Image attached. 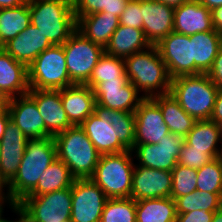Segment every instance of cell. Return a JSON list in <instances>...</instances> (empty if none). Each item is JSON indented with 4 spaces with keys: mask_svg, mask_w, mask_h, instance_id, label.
<instances>
[{
    "mask_svg": "<svg viewBox=\"0 0 222 222\" xmlns=\"http://www.w3.org/2000/svg\"><path fill=\"white\" fill-rule=\"evenodd\" d=\"M57 159L54 137L28 140L19 170L7 185V203L18 214L17 204L36 186L40 176Z\"/></svg>",
    "mask_w": 222,
    "mask_h": 222,
    "instance_id": "6da1fadb",
    "label": "cell"
},
{
    "mask_svg": "<svg viewBox=\"0 0 222 222\" xmlns=\"http://www.w3.org/2000/svg\"><path fill=\"white\" fill-rule=\"evenodd\" d=\"M128 81L144 98L170 93L171 77L156 46L124 58Z\"/></svg>",
    "mask_w": 222,
    "mask_h": 222,
    "instance_id": "7a4b0ae2",
    "label": "cell"
},
{
    "mask_svg": "<svg viewBox=\"0 0 222 222\" xmlns=\"http://www.w3.org/2000/svg\"><path fill=\"white\" fill-rule=\"evenodd\" d=\"M31 24L53 45H63L77 30L73 0H29Z\"/></svg>",
    "mask_w": 222,
    "mask_h": 222,
    "instance_id": "3957f363",
    "label": "cell"
},
{
    "mask_svg": "<svg viewBox=\"0 0 222 222\" xmlns=\"http://www.w3.org/2000/svg\"><path fill=\"white\" fill-rule=\"evenodd\" d=\"M57 158L69 168L75 179L91 178L101 154L80 126H71L54 136Z\"/></svg>",
    "mask_w": 222,
    "mask_h": 222,
    "instance_id": "277c9868",
    "label": "cell"
},
{
    "mask_svg": "<svg viewBox=\"0 0 222 222\" xmlns=\"http://www.w3.org/2000/svg\"><path fill=\"white\" fill-rule=\"evenodd\" d=\"M218 87L207 74L179 76L171 79L170 94L195 120L210 119Z\"/></svg>",
    "mask_w": 222,
    "mask_h": 222,
    "instance_id": "5b68a950",
    "label": "cell"
},
{
    "mask_svg": "<svg viewBox=\"0 0 222 222\" xmlns=\"http://www.w3.org/2000/svg\"><path fill=\"white\" fill-rule=\"evenodd\" d=\"M132 150L100 156L92 179L108 199L130 198L134 160Z\"/></svg>",
    "mask_w": 222,
    "mask_h": 222,
    "instance_id": "8992f818",
    "label": "cell"
},
{
    "mask_svg": "<svg viewBox=\"0 0 222 222\" xmlns=\"http://www.w3.org/2000/svg\"><path fill=\"white\" fill-rule=\"evenodd\" d=\"M71 187L40 196H26L17 204L20 222L70 221L72 209Z\"/></svg>",
    "mask_w": 222,
    "mask_h": 222,
    "instance_id": "52a82bcc",
    "label": "cell"
},
{
    "mask_svg": "<svg viewBox=\"0 0 222 222\" xmlns=\"http://www.w3.org/2000/svg\"><path fill=\"white\" fill-rule=\"evenodd\" d=\"M30 89L61 90L74 83L70 80L63 45H53L40 53L28 66Z\"/></svg>",
    "mask_w": 222,
    "mask_h": 222,
    "instance_id": "ba28073f",
    "label": "cell"
},
{
    "mask_svg": "<svg viewBox=\"0 0 222 222\" xmlns=\"http://www.w3.org/2000/svg\"><path fill=\"white\" fill-rule=\"evenodd\" d=\"M66 66L74 84H85L105 49L76 30L63 44Z\"/></svg>",
    "mask_w": 222,
    "mask_h": 222,
    "instance_id": "9c48e42d",
    "label": "cell"
},
{
    "mask_svg": "<svg viewBox=\"0 0 222 222\" xmlns=\"http://www.w3.org/2000/svg\"><path fill=\"white\" fill-rule=\"evenodd\" d=\"M71 222H100L107 196L90 178L72 184Z\"/></svg>",
    "mask_w": 222,
    "mask_h": 222,
    "instance_id": "30bf717a",
    "label": "cell"
},
{
    "mask_svg": "<svg viewBox=\"0 0 222 222\" xmlns=\"http://www.w3.org/2000/svg\"><path fill=\"white\" fill-rule=\"evenodd\" d=\"M185 137L169 133L157 144H134L132 153L143 167L172 171L178 163Z\"/></svg>",
    "mask_w": 222,
    "mask_h": 222,
    "instance_id": "8fae6325",
    "label": "cell"
},
{
    "mask_svg": "<svg viewBox=\"0 0 222 222\" xmlns=\"http://www.w3.org/2000/svg\"><path fill=\"white\" fill-rule=\"evenodd\" d=\"M155 46L166 64L171 79L192 75L190 36L172 31Z\"/></svg>",
    "mask_w": 222,
    "mask_h": 222,
    "instance_id": "7c38bea8",
    "label": "cell"
},
{
    "mask_svg": "<svg viewBox=\"0 0 222 222\" xmlns=\"http://www.w3.org/2000/svg\"><path fill=\"white\" fill-rule=\"evenodd\" d=\"M96 104L119 111L135 112L144 99L128 80L100 82L93 88Z\"/></svg>",
    "mask_w": 222,
    "mask_h": 222,
    "instance_id": "4fadbf2b",
    "label": "cell"
},
{
    "mask_svg": "<svg viewBox=\"0 0 222 222\" xmlns=\"http://www.w3.org/2000/svg\"><path fill=\"white\" fill-rule=\"evenodd\" d=\"M134 113L135 144H157L170 133L159 105L152 98H144Z\"/></svg>",
    "mask_w": 222,
    "mask_h": 222,
    "instance_id": "5bb4252c",
    "label": "cell"
},
{
    "mask_svg": "<svg viewBox=\"0 0 222 222\" xmlns=\"http://www.w3.org/2000/svg\"><path fill=\"white\" fill-rule=\"evenodd\" d=\"M171 190V171L143 167L135 163L130 198L139 201L170 197Z\"/></svg>",
    "mask_w": 222,
    "mask_h": 222,
    "instance_id": "9a60e30c",
    "label": "cell"
},
{
    "mask_svg": "<svg viewBox=\"0 0 222 222\" xmlns=\"http://www.w3.org/2000/svg\"><path fill=\"white\" fill-rule=\"evenodd\" d=\"M7 109L10 120L28 140L47 138L46 126L35 100L27 93L10 98Z\"/></svg>",
    "mask_w": 222,
    "mask_h": 222,
    "instance_id": "2e32d148",
    "label": "cell"
},
{
    "mask_svg": "<svg viewBox=\"0 0 222 222\" xmlns=\"http://www.w3.org/2000/svg\"><path fill=\"white\" fill-rule=\"evenodd\" d=\"M28 94L35 100L37 108L46 126V135H55L73 126L64 110L61 90L29 89Z\"/></svg>",
    "mask_w": 222,
    "mask_h": 222,
    "instance_id": "e0dca14e",
    "label": "cell"
},
{
    "mask_svg": "<svg viewBox=\"0 0 222 222\" xmlns=\"http://www.w3.org/2000/svg\"><path fill=\"white\" fill-rule=\"evenodd\" d=\"M27 141L24 133L9 120L0 140V176L7 185L19 170Z\"/></svg>",
    "mask_w": 222,
    "mask_h": 222,
    "instance_id": "ac0fdd59",
    "label": "cell"
},
{
    "mask_svg": "<svg viewBox=\"0 0 222 222\" xmlns=\"http://www.w3.org/2000/svg\"><path fill=\"white\" fill-rule=\"evenodd\" d=\"M174 7L154 0H143V31L152 46L173 31Z\"/></svg>",
    "mask_w": 222,
    "mask_h": 222,
    "instance_id": "d6986e66",
    "label": "cell"
},
{
    "mask_svg": "<svg viewBox=\"0 0 222 222\" xmlns=\"http://www.w3.org/2000/svg\"><path fill=\"white\" fill-rule=\"evenodd\" d=\"M211 10L198 0H189L174 9L173 31L187 36L213 31Z\"/></svg>",
    "mask_w": 222,
    "mask_h": 222,
    "instance_id": "ffe728a7",
    "label": "cell"
},
{
    "mask_svg": "<svg viewBox=\"0 0 222 222\" xmlns=\"http://www.w3.org/2000/svg\"><path fill=\"white\" fill-rule=\"evenodd\" d=\"M53 44L35 26L30 24L25 30L15 38L10 39L3 48L15 60L23 63L27 67L45 49Z\"/></svg>",
    "mask_w": 222,
    "mask_h": 222,
    "instance_id": "44dd1931",
    "label": "cell"
},
{
    "mask_svg": "<svg viewBox=\"0 0 222 222\" xmlns=\"http://www.w3.org/2000/svg\"><path fill=\"white\" fill-rule=\"evenodd\" d=\"M61 100L73 126L81 125L94 112L96 104L93 89L86 84H73L61 89Z\"/></svg>",
    "mask_w": 222,
    "mask_h": 222,
    "instance_id": "7402d4cb",
    "label": "cell"
},
{
    "mask_svg": "<svg viewBox=\"0 0 222 222\" xmlns=\"http://www.w3.org/2000/svg\"><path fill=\"white\" fill-rule=\"evenodd\" d=\"M0 89L9 97L29 92L28 67L0 47Z\"/></svg>",
    "mask_w": 222,
    "mask_h": 222,
    "instance_id": "603a6c76",
    "label": "cell"
},
{
    "mask_svg": "<svg viewBox=\"0 0 222 222\" xmlns=\"http://www.w3.org/2000/svg\"><path fill=\"white\" fill-rule=\"evenodd\" d=\"M190 42H192V75L206 74L222 46V35L215 30L200 32L191 35Z\"/></svg>",
    "mask_w": 222,
    "mask_h": 222,
    "instance_id": "cb8c5ba5",
    "label": "cell"
},
{
    "mask_svg": "<svg viewBox=\"0 0 222 222\" xmlns=\"http://www.w3.org/2000/svg\"><path fill=\"white\" fill-rule=\"evenodd\" d=\"M80 126L101 155L128 150L117 138L112 125L97 117L94 112Z\"/></svg>",
    "mask_w": 222,
    "mask_h": 222,
    "instance_id": "d4e9b609",
    "label": "cell"
},
{
    "mask_svg": "<svg viewBox=\"0 0 222 222\" xmlns=\"http://www.w3.org/2000/svg\"><path fill=\"white\" fill-rule=\"evenodd\" d=\"M119 25L120 18L118 16L110 15L107 12H96L82 16L77 21V30L90 41L105 49Z\"/></svg>",
    "mask_w": 222,
    "mask_h": 222,
    "instance_id": "484cf974",
    "label": "cell"
},
{
    "mask_svg": "<svg viewBox=\"0 0 222 222\" xmlns=\"http://www.w3.org/2000/svg\"><path fill=\"white\" fill-rule=\"evenodd\" d=\"M150 46L143 29L119 25L105 47V53L124 59Z\"/></svg>",
    "mask_w": 222,
    "mask_h": 222,
    "instance_id": "4316f807",
    "label": "cell"
},
{
    "mask_svg": "<svg viewBox=\"0 0 222 222\" xmlns=\"http://www.w3.org/2000/svg\"><path fill=\"white\" fill-rule=\"evenodd\" d=\"M152 99L159 105L170 133L185 137L191 131L196 120L182 109L170 93L157 95Z\"/></svg>",
    "mask_w": 222,
    "mask_h": 222,
    "instance_id": "83f0119b",
    "label": "cell"
},
{
    "mask_svg": "<svg viewBox=\"0 0 222 222\" xmlns=\"http://www.w3.org/2000/svg\"><path fill=\"white\" fill-rule=\"evenodd\" d=\"M94 113L102 120L108 121L116 130L117 138L128 149L135 144V113L112 110L95 104Z\"/></svg>",
    "mask_w": 222,
    "mask_h": 222,
    "instance_id": "f1b7e54d",
    "label": "cell"
},
{
    "mask_svg": "<svg viewBox=\"0 0 222 222\" xmlns=\"http://www.w3.org/2000/svg\"><path fill=\"white\" fill-rule=\"evenodd\" d=\"M137 222H176L175 201L171 197L136 201Z\"/></svg>",
    "mask_w": 222,
    "mask_h": 222,
    "instance_id": "f546056e",
    "label": "cell"
},
{
    "mask_svg": "<svg viewBox=\"0 0 222 222\" xmlns=\"http://www.w3.org/2000/svg\"><path fill=\"white\" fill-rule=\"evenodd\" d=\"M74 180L69 168L57 158L43 172L37 186L27 196H40L72 187Z\"/></svg>",
    "mask_w": 222,
    "mask_h": 222,
    "instance_id": "4dcf8cb0",
    "label": "cell"
},
{
    "mask_svg": "<svg viewBox=\"0 0 222 222\" xmlns=\"http://www.w3.org/2000/svg\"><path fill=\"white\" fill-rule=\"evenodd\" d=\"M31 24L29 0L23 5L0 9V47Z\"/></svg>",
    "mask_w": 222,
    "mask_h": 222,
    "instance_id": "1f68e13d",
    "label": "cell"
},
{
    "mask_svg": "<svg viewBox=\"0 0 222 222\" xmlns=\"http://www.w3.org/2000/svg\"><path fill=\"white\" fill-rule=\"evenodd\" d=\"M190 149L204 150L207 154H219L218 142L221 141L218 124L206 120H196L191 131L185 136Z\"/></svg>",
    "mask_w": 222,
    "mask_h": 222,
    "instance_id": "d6a6232c",
    "label": "cell"
},
{
    "mask_svg": "<svg viewBox=\"0 0 222 222\" xmlns=\"http://www.w3.org/2000/svg\"><path fill=\"white\" fill-rule=\"evenodd\" d=\"M111 80H128L124 59L104 52L85 84L93 89L98 83Z\"/></svg>",
    "mask_w": 222,
    "mask_h": 222,
    "instance_id": "836d02e7",
    "label": "cell"
},
{
    "mask_svg": "<svg viewBox=\"0 0 222 222\" xmlns=\"http://www.w3.org/2000/svg\"><path fill=\"white\" fill-rule=\"evenodd\" d=\"M176 213L195 210L217 211L222 208V193H210L195 190L190 194L174 199Z\"/></svg>",
    "mask_w": 222,
    "mask_h": 222,
    "instance_id": "e575fe53",
    "label": "cell"
},
{
    "mask_svg": "<svg viewBox=\"0 0 222 222\" xmlns=\"http://www.w3.org/2000/svg\"><path fill=\"white\" fill-rule=\"evenodd\" d=\"M100 222H137L136 201L132 198L107 199Z\"/></svg>",
    "mask_w": 222,
    "mask_h": 222,
    "instance_id": "d590c367",
    "label": "cell"
},
{
    "mask_svg": "<svg viewBox=\"0 0 222 222\" xmlns=\"http://www.w3.org/2000/svg\"><path fill=\"white\" fill-rule=\"evenodd\" d=\"M196 188L200 192L222 193V163L215 158L197 170Z\"/></svg>",
    "mask_w": 222,
    "mask_h": 222,
    "instance_id": "8d00e7d4",
    "label": "cell"
},
{
    "mask_svg": "<svg viewBox=\"0 0 222 222\" xmlns=\"http://www.w3.org/2000/svg\"><path fill=\"white\" fill-rule=\"evenodd\" d=\"M172 190L170 197L175 199L197 190V170L178 164L171 171Z\"/></svg>",
    "mask_w": 222,
    "mask_h": 222,
    "instance_id": "74e56055",
    "label": "cell"
},
{
    "mask_svg": "<svg viewBox=\"0 0 222 222\" xmlns=\"http://www.w3.org/2000/svg\"><path fill=\"white\" fill-rule=\"evenodd\" d=\"M217 157L218 154H207L204 150L190 149V145L185 141L179 152L178 164L198 170Z\"/></svg>",
    "mask_w": 222,
    "mask_h": 222,
    "instance_id": "f35d334b",
    "label": "cell"
},
{
    "mask_svg": "<svg viewBox=\"0 0 222 222\" xmlns=\"http://www.w3.org/2000/svg\"><path fill=\"white\" fill-rule=\"evenodd\" d=\"M120 18V25L143 29V0H129Z\"/></svg>",
    "mask_w": 222,
    "mask_h": 222,
    "instance_id": "ab89813d",
    "label": "cell"
},
{
    "mask_svg": "<svg viewBox=\"0 0 222 222\" xmlns=\"http://www.w3.org/2000/svg\"><path fill=\"white\" fill-rule=\"evenodd\" d=\"M109 3L110 0H73L76 20L96 12L109 13Z\"/></svg>",
    "mask_w": 222,
    "mask_h": 222,
    "instance_id": "60d3db41",
    "label": "cell"
},
{
    "mask_svg": "<svg viewBox=\"0 0 222 222\" xmlns=\"http://www.w3.org/2000/svg\"><path fill=\"white\" fill-rule=\"evenodd\" d=\"M214 212L195 210L187 213H177L176 222H212Z\"/></svg>",
    "mask_w": 222,
    "mask_h": 222,
    "instance_id": "b9f144b4",
    "label": "cell"
},
{
    "mask_svg": "<svg viewBox=\"0 0 222 222\" xmlns=\"http://www.w3.org/2000/svg\"><path fill=\"white\" fill-rule=\"evenodd\" d=\"M206 74L219 89L222 88V46L214 59L211 69Z\"/></svg>",
    "mask_w": 222,
    "mask_h": 222,
    "instance_id": "7bdbcfd3",
    "label": "cell"
},
{
    "mask_svg": "<svg viewBox=\"0 0 222 222\" xmlns=\"http://www.w3.org/2000/svg\"><path fill=\"white\" fill-rule=\"evenodd\" d=\"M210 120L216 124L222 122V88L218 89Z\"/></svg>",
    "mask_w": 222,
    "mask_h": 222,
    "instance_id": "ee69618b",
    "label": "cell"
},
{
    "mask_svg": "<svg viewBox=\"0 0 222 222\" xmlns=\"http://www.w3.org/2000/svg\"><path fill=\"white\" fill-rule=\"evenodd\" d=\"M128 1L129 0H110L108 14L120 17Z\"/></svg>",
    "mask_w": 222,
    "mask_h": 222,
    "instance_id": "f6af8a7d",
    "label": "cell"
},
{
    "mask_svg": "<svg viewBox=\"0 0 222 222\" xmlns=\"http://www.w3.org/2000/svg\"><path fill=\"white\" fill-rule=\"evenodd\" d=\"M213 28L222 35V6L211 10Z\"/></svg>",
    "mask_w": 222,
    "mask_h": 222,
    "instance_id": "bcb514c9",
    "label": "cell"
},
{
    "mask_svg": "<svg viewBox=\"0 0 222 222\" xmlns=\"http://www.w3.org/2000/svg\"><path fill=\"white\" fill-rule=\"evenodd\" d=\"M10 120V114L8 109L6 108L1 114H0V140L5 132V127Z\"/></svg>",
    "mask_w": 222,
    "mask_h": 222,
    "instance_id": "7dc6e473",
    "label": "cell"
},
{
    "mask_svg": "<svg viewBox=\"0 0 222 222\" xmlns=\"http://www.w3.org/2000/svg\"><path fill=\"white\" fill-rule=\"evenodd\" d=\"M27 0H0V9L23 5Z\"/></svg>",
    "mask_w": 222,
    "mask_h": 222,
    "instance_id": "c3c4849f",
    "label": "cell"
},
{
    "mask_svg": "<svg viewBox=\"0 0 222 222\" xmlns=\"http://www.w3.org/2000/svg\"><path fill=\"white\" fill-rule=\"evenodd\" d=\"M202 5H204L207 9H214L222 6V0H198Z\"/></svg>",
    "mask_w": 222,
    "mask_h": 222,
    "instance_id": "681fc988",
    "label": "cell"
},
{
    "mask_svg": "<svg viewBox=\"0 0 222 222\" xmlns=\"http://www.w3.org/2000/svg\"><path fill=\"white\" fill-rule=\"evenodd\" d=\"M154 1H158L160 3H164L168 6H171V7H178L184 3H187L189 0H154Z\"/></svg>",
    "mask_w": 222,
    "mask_h": 222,
    "instance_id": "f907efd6",
    "label": "cell"
},
{
    "mask_svg": "<svg viewBox=\"0 0 222 222\" xmlns=\"http://www.w3.org/2000/svg\"><path fill=\"white\" fill-rule=\"evenodd\" d=\"M4 189H6L7 191V184L3 181L0 176V202H7V193H5Z\"/></svg>",
    "mask_w": 222,
    "mask_h": 222,
    "instance_id": "816d5d0a",
    "label": "cell"
},
{
    "mask_svg": "<svg viewBox=\"0 0 222 222\" xmlns=\"http://www.w3.org/2000/svg\"><path fill=\"white\" fill-rule=\"evenodd\" d=\"M8 204L7 202H0V222H16L18 218H16V220H7L5 219V217L3 218V210H4V205Z\"/></svg>",
    "mask_w": 222,
    "mask_h": 222,
    "instance_id": "f5cc1de1",
    "label": "cell"
},
{
    "mask_svg": "<svg viewBox=\"0 0 222 222\" xmlns=\"http://www.w3.org/2000/svg\"><path fill=\"white\" fill-rule=\"evenodd\" d=\"M212 222H222V208L214 212Z\"/></svg>",
    "mask_w": 222,
    "mask_h": 222,
    "instance_id": "db71d44e",
    "label": "cell"
},
{
    "mask_svg": "<svg viewBox=\"0 0 222 222\" xmlns=\"http://www.w3.org/2000/svg\"><path fill=\"white\" fill-rule=\"evenodd\" d=\"M10 98L0 89V102H9Z\"/></svg>",
    "mask_w": 222,
    "mask_h": 222,
    "instance_id": "11a10c76",
    "label": "cell"
},
{
    "mask_svg": "<svg viewBox=\"0 0 222 222\" xmlns=\"http://www.w3.org/2000/svg\"><path fill=\"white\" fill-rule=\"evenodd\" d=\"M9 102H0V114L7 108Z\"/></svg>",
    "mask_w": 222,
    "mask_h": 222,
    "instance_id": "9f6ffc18",
    "label": "cell"
},
{
    "mask_svg": "<svg viewBox=\"0 0 222 222\" xmlns=\"http://www.w3.org/2000/svg\"><path fill=\"white\" fill-rule=\"evenodd\" d=\"M217 158L222 163V142H221V145H220L219 154H218Z\"/></svg>",
    "mask_w": 222,
    "mask_h": 222,
    "instance_id": "6f0895ef",
    "label": "cell"
},
{
    "mask_svg": "<svg viewBox=\"0 0 222 222\" xmlns=\"http://www.w3.org/2000/svg\"><path fill=\"white\" fill-rule=\"evenodd\" d=\"M218 127H219L221 141H222V122L218 123Z\"/></svg>",
    "mask_w": 222,
    "mask_h": 222,
    "instance_id": "680465c9",
    "label": "cell"
}]
</instances>
